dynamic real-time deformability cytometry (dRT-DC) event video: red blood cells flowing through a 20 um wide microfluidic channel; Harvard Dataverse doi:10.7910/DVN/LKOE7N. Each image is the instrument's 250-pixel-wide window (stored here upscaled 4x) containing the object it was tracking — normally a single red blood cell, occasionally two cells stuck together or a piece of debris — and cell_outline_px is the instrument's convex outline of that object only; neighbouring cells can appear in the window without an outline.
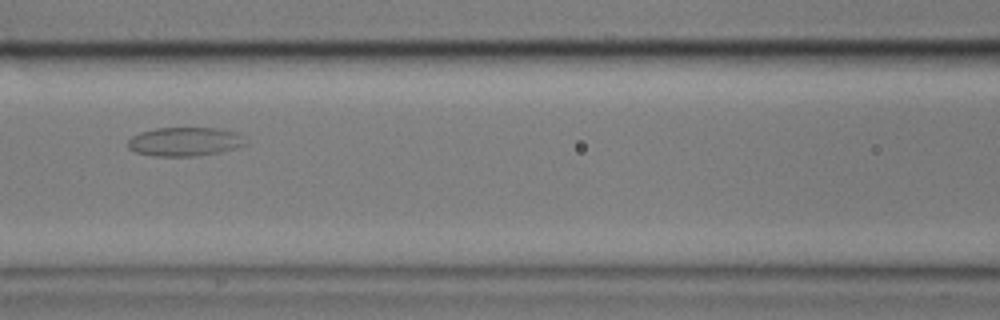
{"species": "common noctule bat (a hibernating species)", "species_latin": "Nyctalus noctula", "temperature_condition": "cold", "stored_images_in_passage": 8, "camera_frame_rate_fps": 3000, "um_per_image_px": 0.085, "animal": {"sex": "male", "body_mass_g": 17.9}, "frame": {"image": 1, "passage_image": 6, "time_ms": 1.667, "image_size_px": [1000, 320], "cell_outline_px": [[248, 144], [236, 148], [220, 152], [196, 156], [152, 156], [136, 152], [128, 148], [128, 140], [132, 136], [140, 132], [156, 128], [216, 128], [236, 132]], "centroid_in_image_um": [15.69, 12.04], "position_along_channel_um": 150.9, "area_um2": 19.77}}